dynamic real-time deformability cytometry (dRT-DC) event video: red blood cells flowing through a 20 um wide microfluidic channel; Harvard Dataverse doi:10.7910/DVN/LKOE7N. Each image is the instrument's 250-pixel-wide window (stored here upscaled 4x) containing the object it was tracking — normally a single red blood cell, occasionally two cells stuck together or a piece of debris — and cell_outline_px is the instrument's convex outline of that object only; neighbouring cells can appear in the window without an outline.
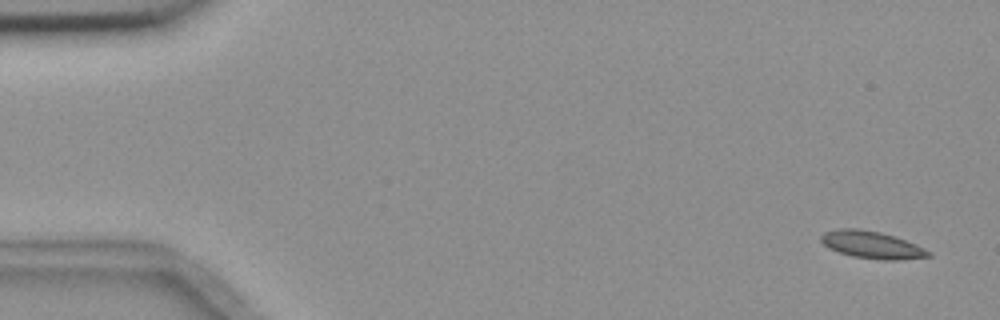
{"species": "common noctule bat (a hibernating species)", "species_latin": "Nyctalus noctula", "temperature_condition": "room temperature", "stored_images_in_passage": 5, "camera_frame_rate_fps": 3000, "um_per_image_px": 0.085, "animal": {"sex": "female", "body_mass_g": 18.4}, "frame": {"image": 1, "passage_image": 1, "time_ms": 0.0, "image_size_px": [1000, 320], "cell_outline_px": [[932, 256], [900, 260], [880, 260], [852, 256], [828, 248], [820, 240], [820, 236], [824, 232], [840, 228], [860, 228], [880, 232], [916, 244], [932, 252]], "centroid_in_image_um": [74.1, 20.81], "position_along_channel_um": 10.9, "area_um2": 17.11}}
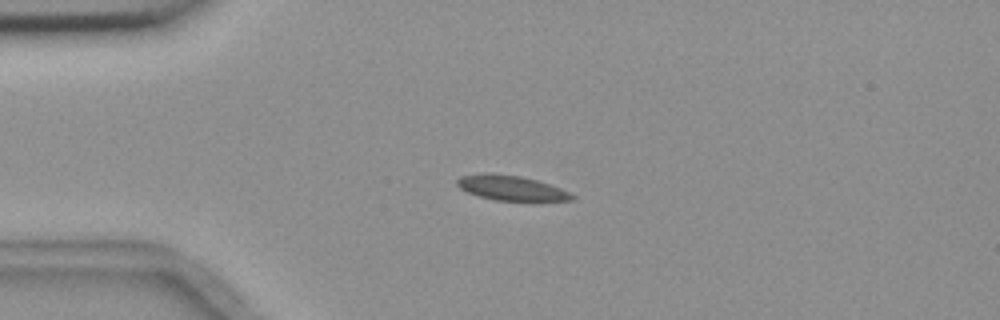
{"frame": {"image": 2, "passage_image": 4, "time_ms": 3.667, "image_size_px": [1000, 320], "cell_outline_px": [[576, 200], [496, 200], [480, 196], [468, 192], [460, 188], [456, 184], [456, 180], [460, 176], [484, 172], [492, 172], [520, 176], [536, 180], [560, 188], [576, 196]], "centroid_in_image_um": [43.41, 15.95], "position_along_channel_um": 41.6, "area_um2": 16.53}}